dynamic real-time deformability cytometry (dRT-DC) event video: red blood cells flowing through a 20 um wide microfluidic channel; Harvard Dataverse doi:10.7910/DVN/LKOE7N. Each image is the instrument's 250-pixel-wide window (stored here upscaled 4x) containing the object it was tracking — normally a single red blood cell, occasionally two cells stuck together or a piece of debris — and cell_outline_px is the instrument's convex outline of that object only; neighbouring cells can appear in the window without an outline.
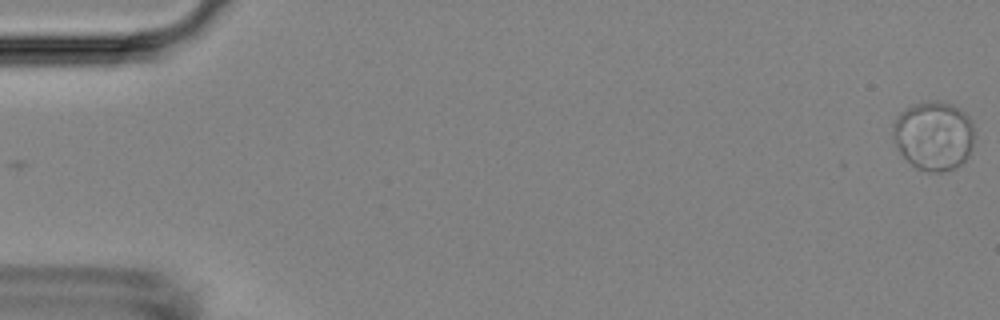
{"species": "Egyptian fruit bat (a non-hibernating species)", "species_latin": "Rousettus aegyptiacus", "temperature_condition": "room temperature", "stored_images_in_passage": 55, "camera_frame_rate_fps": 3000, "um_per_image_px": 0.085, "animal": {"sex": "female"}, "frame": {"image": 1, "passage_image": 1, "time_ms": 0.0, "image_size_px": [1000, 320], "cell_outline_px": [[976, 136], [972, 148], [968, 156], [960, 164], [952, 168], [940, 172], [932, 172], [916, 168], [900, 152], [892, 136], [892, 124], [900, 112], [912, 104], [936, 100], [952, 104], [964, 112], [972, 120]], "centroid_in_image_um": [79.38, 11.51], "position_along_channel_um": 5.6, "area_um2": 33.06}}
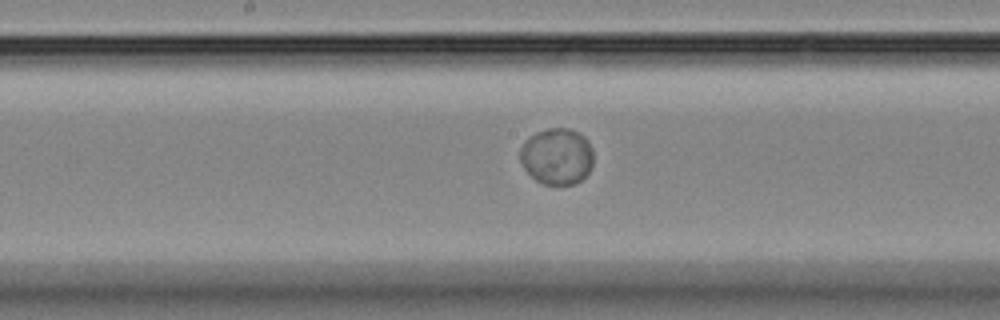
{"frame": {"image": 2, "passage_image": 29, "time_ms": 9.333, "image_size_px": [1000, 320], "cell_outline_px": [[592, 168], [576, 184], [544, 184], [536, 180], [524, 168], [520, 160], [520, 148], [524, 140], [528, 136], [536, 132], [548, 128], [568, 128], [580, 132], [588, 140], [592, 148]], "centroid_in_image_um": [47.33, 13.26], "position_along_channel_um": 200.9, "area_um2": 24.28}}
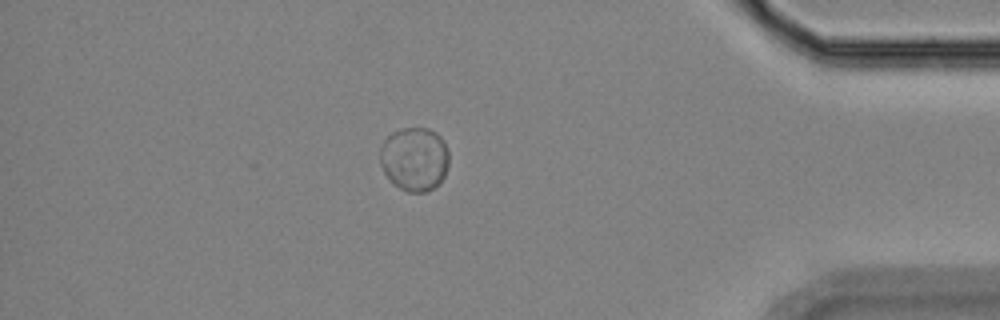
{"frame": {"image": 3, "passage_image": 48, "time_ms": 15.667, "image_size_px": [1000, 320], "cell_outline_px": [[448, 168], [440, 184], [428, 192], [408, 192], [400, 188], [384, 172], [380, 164], [380, 148], [384, 140], [392, 132], [404, 128], [428, 128], [436, 132], [440, 136], [448, 152]], "centroid_in_image_um": [35.24, 13.52], "position_along_channel_um": 400.0, "area_um2": 25.66}, "authors_computed_cell_mechanics": {"area_um2": 25.6632, "velocity_mm_per_s": 3.662, "shape_relaxation_time_tau1_ms": 1.3997, "shape_relaxation_time_tau2_ms": null, "deformation_change_tau1": 0.0225, "deformation_change_tau2": null}}